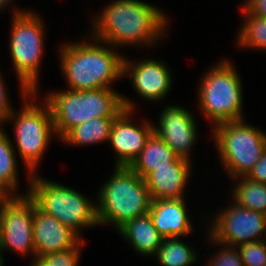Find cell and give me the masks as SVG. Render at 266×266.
Listing matches in <instances>:
<instances>
[{"instance_id": "cell-1", "label": "cell", "mask_w": 266, "mask_h": 266, "mask_svg": "<svg viewBox=\"0 0 266 266\" xmlns=\"http://www.w3.org/2000/svg\"><path fill=\"white\" fill-rule=\"evenodd\" d=\"M91 19L89 35L113 47H153L165 38L167 15L140 0H113ZM101 12V13H100Z\"/></svg>"}, {"instance_id": "cell-2", "label": "cell", "mask_w": 266, "mask_h": 266, "mask_svg": "<svg viewBox=\"0 0 266 266\" xmlns=\"http://www.w3.org/2000/svg\"><path fill=\"white\" fill-rule=\"evenodd\" d=\"M90 41L84 39L59 46L60 68L68 89L112 88L110 85L123 77L125 56L116 47L92 36Z\"/></svg>"}, {"instance_id": "cell-3", "label": "cell", "mask_w": 266, "mask_h": 266, "mask_svg": "<svg viewBox=\"0 0 266 266\" xmlns=\"http://www.w3.org/2000/svg\"><path fill=\"white\" fill-rule=\"evenodd\" d=\"M43 96L51 106L57 139L61 140L77 125L98 117H116L123 109L136 110L133 100L113 88L95 90L66 89Z\"/></svg>"}, {"instance_id": "cell-4", "label": "cell", "mask_w": 266, "mask_h": 266, "mask_svg": "<svg viewBox=\"0 0 266 266\" xmlns=\"http://www.w3.org/2000/svg\"><path fill=\"white\" fill-rule=\"evenodd\" d=\"M99 189L98 226L110 223L117 230L125 222L149 212L151 197L145 180L129 166H114L111 177Z\"/></svg>"}, {"instance_id": "cell-5", "label": "cell", "mask_w": 266, "mask_h": 266, "mask_svg": "<svg viewBox=\"0 0 266 266\" xmlns=\"http://www.w3.org/2000/svg\"><path fill=\"white\" fill-rule=\"evenodd\" d=\"M9 50L21 96L39 92V74L45 50V26L34 11L13 7Z\"/></svg>"}, {"instance_id": "cell-6", "label": "cell", "mask_w": 266, "mask_h": 266, "mask_svg": "<svg viewBox=\"0 0 266 266\" xmlns=\"http://www.w3.org/2000/svg\"><path fill=\"white\" fill-rule=\"evenodd\" d=\"M37 94L29 91L22 97L25 102L19 112L13 109L8 118V122L13 121L16 150L27 170L28 182L35 172L38 173L37 167L52 135L56 137L51 106L44 98L42 104L38 102Z\"/></svg>"}, {"instance_id": "cell-7", "label": "cell", "mask_w": 266, "mask_h": 266, "mask_svg": "<svg viewBox=\"0 0 266 266\" xmlns=\"http://www.w3.org/2000/svg\"><path fill=\"white\" fill-rule=\"evenodd\" d=\"M27 188L26 195L28 194L41 211L54 216L81 238V228L98 226L95 200L86 198L72 187L34 173Z\"/></svg>"}, {"instance_id": "cell-8", "label": "cell", "mask_w": 266, "mask_h": 266, "mask_svg": "<svg viewBox=\"0 0 266 266\" xmlns=\"http://www.w3.org/2000/svg\"><path fill=\"white\" fill-rule=\"evenodd\" d=\"M229 59H221L202 76L198 88V106L203 117L218 123L242 120L243 82Z\"/></svg>"}, {"instance_id": "cell-9", "label": "cell", "mask_w": 266, "mask_h": 266, "mask_svg": "<svg viewBox=\"0 0 266 266\" xmlns=\"http://www.w3.org/2000/svg\"><path fill=\"white\" fill-rule=\"evenodd\" d=\"M244 120L218 123L211 129L220 162L231 181L246 177L266 150V133Z\"/></svg>"}, {"instance_id": "cell-10", "label": "cell", "mask_w": 266, "mask_h": 266, "mask_svg": "<svg viewBox=\"0 0 266 266\" xmlns=\"http://www.w3.org/2000/svg\"><path fill=\"white\" fill-rule=\"evenodd\" d=\"M214 217L207 235L215 243L238 247L266 240V215L263 213L242 208L232 201Z\"/></svg>"}, {"instance_id": "cell-11", "label": "cell", "mask_w": 266, "mask_h": 266, "mask_svg": "<svg viewBox=\"0 0 266 266\" xmlns=\"http://www.w3.org/2000/svg\"><path fill=\"white\" fill-rule=\"evenodd\" d=\"M34 201L27 195L12 196L0 206V253L11 250L35 259L33 242ZM4 251V252H3ZM34 257V258H33Z\"/></svg>"}, {"instance_id": "cell-12", "label": "cell", "mask_w": 266, "mask_h": 266, "mask_svg": "<svg viewBox=\"0 0 266 266\" xmlns=\"http://www.w3.org/2000/svg\"><path fill=\"white\" fill-rule=\"evenodd\" d=\"M158 120V126L153 122L154 133L177 157L191 162V148L199 135L193 113L177 105H168L163 108Z\"/></svg>"}, {"instance_id": "cell-13", "label": "cell", "mask_w": 266, "mask_h": 266, "mask_svg": "<svg viewBox=\"0 0 266 266\" xmlns=\"http://www.w3.org/2000/svg\"><path fill=\"white\" fill-rule=\"evenodd\" d=\"M133 113L134 110L123 109L111 125L108 142L115 153V166H130L154 133L150 121L143 119V122L135 124Z\"/></svg>"}, {"instance_id": "cell-14", "label": "cell", "mask_w": 266, "mask_h": 266, "mask_svg": "<svg viewBox=\"0 0 266 266\" xmlns=\"http://www.w3.org/2000/svg\"><path fill=\"white\" fill-rule=\"evenodd\" d=\"M130 77L133 89L141 99L158 102L169 94L173 76L169 66L161 60L130 61L124 58L123 77Z\"/></svg>"}, {"instance_id": "cell-15", "label": "cell", "mask_w": 266, "mask_h": 266, "mask_svg": "<svg viewBox=\"0 0 266 266\" xmlns=\"http://www.w3.org/2000/svg\"><path fill=\"white\" fill-rule=\"evenodd\" d=\"M32 229L36 257L68 250L84 239L54 216L41 211L35 203Z\"/></svg>"}, {"instance_id": "cell-16", "label": "cell", "mask_w": 266, "mask_h": 266, "mask_svg": "<svg viewBox=\"0 0 266 266\" xmlns=\"http://www.w3.org/2000/svg\"><path fill=\"white\" fill-rule=\"evenodd\" d=\"M193 165V162L178 157L168 166L158 167L150 172L144 180L151 200L186 198L184 191Z\"/></svg>"}, {"instance_id": "cell-17", "label": "cell", "mask_w": 266, "mask_h": 266, "mask_svg": "<svg viewBox=\"0 0 266 266\" xmlns=\"http://www.w3.org/2000/svg\"><path fill=\"white\" fill-rule=\"evenodd\" d=\"M148 213L164 239L187 237L194 232L185 198L151 200Z\"/></svg>"}, {"instance_id": "cell-18", "label": "cell", "mask_w": 266, "mask_h": 266, "mask_svg": "<svg viewBox=\"0 0 266 266\" xmlns=\"http://www.w3.org/2000/svg\"><path fill=\"white\" fill-rule=\"evenodd\" d=\"M116 231L141 256L154 257L164 239L154 227L149 213L125 222Z\"/></svg>"}, {"instance_id": "cell-19", "label": "cell", "mask_w": 266, "mask_h": 266, "mask_svg": "<svg viewBox=\"0 0 266 266\" xmlns=\"http://www.w3.org/2000/svg\"><path fill=\"white\" fill-rule=\"evenodd\" d=\"M178 157L155 133L147 140L139 156L129 166L143 179L158 167L168 166Z\"/></svg>"}, {"instance_id": "cell-20", "label": "cell", "mask_w": 266, "mask_h": 266, "mask_svg": "<svg viewBox=\"0 0 266 266\" xmlns=\"http://www.w3.org/2000/svg\"><path fill=\"white\" fill-rule=\"evenodd\" d=\"M114 119L115 117H98L85 121L71 129L60 142L71 146L108 142Z\"/></svg>"}, {"instance_id": "cell-21", "label": "cell", "mask_w": 266, "mask_h": 266, "mask_svg": "<svg viewBox=\"0 0 266 266\" xmlns=\"http://www.w3.org/2000/svg\"><path fill=\"white\" fill-rule=\"evenodd\" d=\"M159 266H190L198 260V254L181 237L165 238L155 255Z\"/></svg>"}, {"instance_id": "cell-22", "label": "cell", "mask_w": 266, "mask_h": 266, "mask_svg": "<svg viewBox=\"0 0 266 266\" xmlns=\"http://www.w3.org/2000/svg\"><path fill=\"white\" fill-rule=\"evenodd\" d=\"M232 201L242 208L257 211L266 215V184L248 179L247 177L233 178Z\"/></svg>"}, {"instance_id": "cell-23", "label": "cell", "mask_w": 266, "mask_h": 266, "mask_svg": "<svg viewBox=\"0 0 266 266\" xmlns=\"http://www.w3.org/2000/svg\"><path fill=\"white\" fill-rule=\"evenodd\" d=\"M4 128H0V184L13 196H23L26 193H16L19 188V174L15 145Z\"/></svg>"}, {"instance_id": "cell-24", "label": "cell", "mask_w": 266, "mask_h": 266, "mask_svg": "<svg viewBox=\"0 0 266 266\" xmlns=\"http://www.w3.org/2000/svg\"><path fill=\"white\" fill-rule=\"evenodd\" d=\"M241 9L244 14V21L237 32L236 45L243 49L266 50V18L251 16L243 7Z\"/></svg>"}, {"instance_id": "cell-25", "label": "cell", "mask_w": 266, "mask_h": 266, "mask_svg": "<svg viewBox=\"0 0 266 266\" xmlns=\"http://www.w3.org/2000/svg\"><path fill=\"white\" fill-rule=\"evenodd\" d=\"M84 244H86L85 239L68 250L38 256L32 260L30 266H78L81 258V247Z\"/></svg>"}, {"instance_id": "cell-26", "label": "cell", "mask_w": 266, "mask_h": 266, "mask_svg": "<svg viewBox=\"0 0 266 266\" xmlns=\"http://www.w3.org/2000/svg\"><path fill=\"white\" fill-rule=\"evenodd\" d=\"M207 238L212 245L214 244L215 246L218 244V246L221 247L219 248V252H215V255H212L210 260L208 259L206 266H243L237 247L222 243H215V241H213L209 236Z\"/></svg>"}, {"instance_id": "cell-27", "label": "cell", "mask_w": 266, "mask_h": 266, "mask_svg": "<svg viewBox=\"0 0 266 266\" xmlns=\"http://www.w3.org/2000/svg\"><path fill=\"white\" fill-rule=\"evenodd\" d=\"M243 266H263L266 262V240L242 244L237 247Z\"/></svg>"}, {"instance_id": "cell-28", "label": "cell", "mask_w": 266, "mask_h": 266, "mask_svg": "<svg viewBox=\"0 0 266 266\" xmlns=\"http://www.w3.org/2000/svg\"><path fill=\"white\" fill-rule=\"evenodd\" d=\"M3 74L0 70V128L4 126V122L7 123L9 116L13 111V107L11 106V101L8 99V92L6 88V82H4Z\"/></svg>"}, {"instance_id": "cell-29", "label": "cell", "mask_w": 266, "mask_h": 266, "mask_svg": "<svg viewBox=\"0 0 266 266\" xmlns=\"http://www.w3.org/2000/svg\"><path fill=\"white\" fill-rule=\"evenodd\" d=\"M246 177L252 181L266 184V150Z\"/></svg>"}, {"instance_id": "cell-30", "label": "cell", "mask_w": 266, "mask_h": 266, "mask_svg": "<svg viewBox=\"0 0 266 266\" xmlns=\"http://www.w3.org/2000/svg\"><path fill=\"white\" fill-rule=\"evenodd\" d=\"M243 8L251 16L266 18V0H246L243 2Z\"/></svg>"}, {"instance_id": "cell-31", "label": "cell", "mask_w": 266, "mask_h": 266, "mask_svg": "<svg viewBox=\"0 0 266 266\" xmlns=\"http://www.w3.org/2000/svg\"><path fill=\"white\" fill-rule=\"evenodd\" d=\"M13 195L0 184V206L7 202Z\"/></svg>"}, {"instance_id": "cell-32", "label": "cell", "mask_w": 266, "mask_h": 266, "mask_svg": "<svg viewBox=\"0 0 266 266\" xmlns=\"http://www.w3.org/2000/svg\"><path fill=\"white\" fill-rule=\"evenodd\" d=\"M9 5V6H8ZM13 7L14 4L12 5L10 0H0V12L4 9H6L7 7Z\"/></svg>"}, {"instance_id": "cell-33", "label": "cell", "mask_w": 266, "mask_h": 266, "mask_svg": "<svg viewBox=\"0 0 266 266\" xmlns=\"http://www.w3.org/2000/svg\"><path fill=\"white\" fill-rule=\"evenodd\" d=\"M3 265H4V257L0 253V266H3Z\"/></svg>"}]
</instances>
